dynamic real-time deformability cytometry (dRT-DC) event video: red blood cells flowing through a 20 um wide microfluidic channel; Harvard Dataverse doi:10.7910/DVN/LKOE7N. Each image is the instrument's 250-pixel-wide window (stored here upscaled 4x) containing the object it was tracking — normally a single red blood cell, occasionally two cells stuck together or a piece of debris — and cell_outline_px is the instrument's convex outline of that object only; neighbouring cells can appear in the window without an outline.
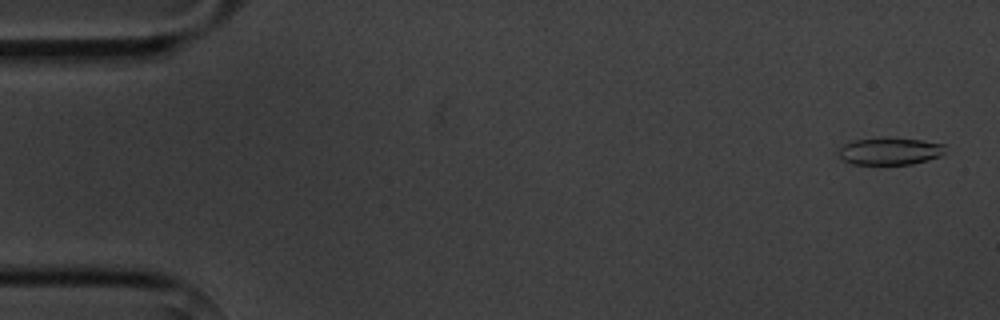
{"species": "common noctule bat (a hibernating species)", "species_latin": "Nyctalus noctula", "temperature_condition": "cold", "stored_images_in_passage": 5, "camera_frame_rate_fps": 3000, "um_per_image_px": 0.085, "animal": {"sex": "male", "body_mass_g": 20.1, "forearm_length_mm": 53.5}, "frame": {"image": 1, "passage_image": 1, "time_ms": 0.0, "image_size_px": [1000, 320], "cell_outline_px": [[944, 152], [940, 156], [928, 160], [912, 164], [852, 164], [844, 160], [836, 152], [844, 144], [852, 140], [884, 136], [920, 140], [944, 144]], "centroid_in_image_um": [75.6, 12.83], "position_along_channel_um": 9.4, "area_um2": 17.17}}